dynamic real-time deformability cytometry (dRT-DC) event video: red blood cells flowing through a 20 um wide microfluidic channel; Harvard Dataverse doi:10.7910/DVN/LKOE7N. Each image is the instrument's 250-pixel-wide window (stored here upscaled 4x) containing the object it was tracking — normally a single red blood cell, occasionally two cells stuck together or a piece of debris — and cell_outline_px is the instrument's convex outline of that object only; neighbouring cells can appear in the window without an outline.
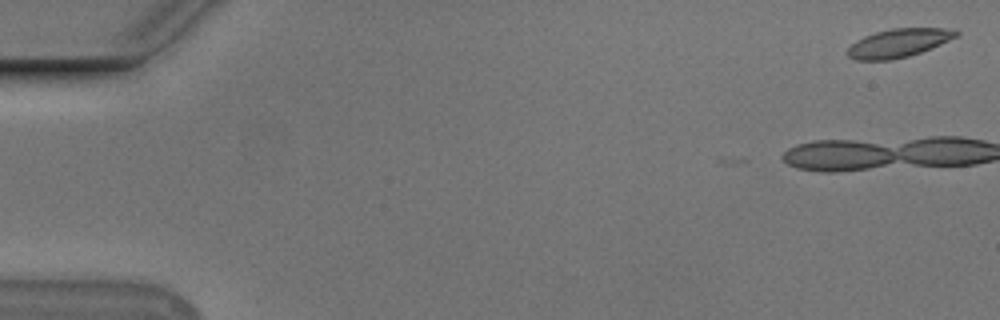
{"species": "Egyptian fruit bat (a non-hibernating species)", "species_latin": "Rousettus aegyptiacus", "temperature_condition": "cold", "stored_images_in_passage": 2, "camera_frame_rate_fps": 3000, "um_per_image_px": 0.085, "animal": {"sex": "male"}, "frame": {"image": 1, "passage_image": 2, "time_ms": 0.333, "image_size_px": [1000, 320], "cell_outline_px": [[960, 32], [956, 36], [940, 44], [920, 52], [908, 56], [888, 60], [856, 60], [848, 56], [848, 48], [856, 40], [864, 36], [876, 32], [892, 28], [944, 28]], "centroid_in_image_um": [76.34, 3.65], "position_along_channel_um": 8.7, "area_um2": 17.69}}